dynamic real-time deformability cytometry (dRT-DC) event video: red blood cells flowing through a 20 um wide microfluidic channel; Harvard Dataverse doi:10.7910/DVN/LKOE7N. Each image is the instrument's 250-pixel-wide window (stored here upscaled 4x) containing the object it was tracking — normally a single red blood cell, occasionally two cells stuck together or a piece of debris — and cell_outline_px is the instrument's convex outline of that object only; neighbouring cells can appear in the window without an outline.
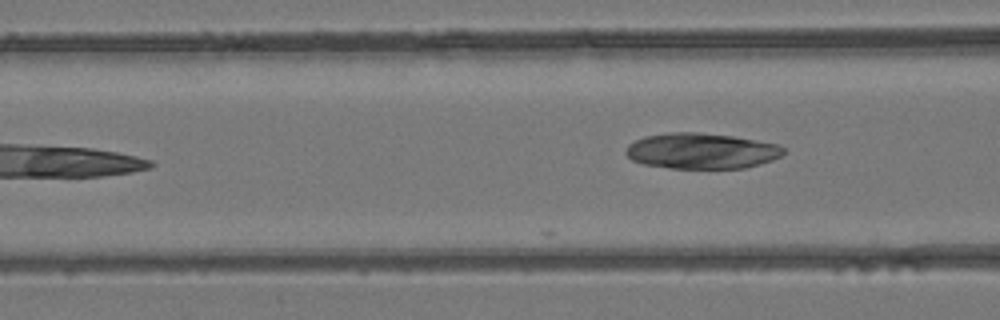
{"species": "common noctule bat (a hibernating species)", "species_latin": "Nyctalus noctula", "temperature_condition": "room temperature", "stored_images_in_passage": 5, "camera_frame_rate_fps": 3000, "um_per_image_px": 0.085, "animal": {"sex": "female", "body_mass_g": 24.6, "forearm_length_mm": 56.2}, "frame": {"image": 1, "passage_image": 3, "time_ms": 2.333, "image_size_px": [1000, 320], "cell_outline_px": [[784, 152], [780, 156], [772, 160], [760, 164], [744, 168], [668, 168], [644, 164], [632, 160], [624, 152], [628, 144], [644, 136], [668, 132], [700, 132], [732, 136], [756, 140], [776, 144], [784, 148]], "centroid_in_image_um": [59.59, 12.82], "position_along_channel_um": 107.0, "area_um2": 32.83}}